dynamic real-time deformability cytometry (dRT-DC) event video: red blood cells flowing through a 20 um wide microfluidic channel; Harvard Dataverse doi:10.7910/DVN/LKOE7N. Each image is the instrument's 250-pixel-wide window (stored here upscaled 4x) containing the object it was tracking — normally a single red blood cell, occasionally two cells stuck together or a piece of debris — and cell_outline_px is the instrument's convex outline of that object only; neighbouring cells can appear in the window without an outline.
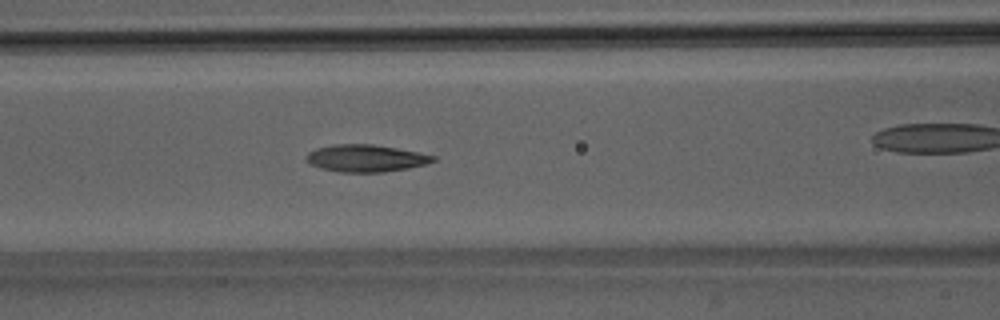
{"species": "Egyptian fruit bat (a non-hibernating species)", "species_latin": "Rousettus aegyptiacus", "temperature_condition": "room temperature", "stored_images_in_passage": 25, "camera_frame_rate_fps": 3000, "um_per_image_px": 0.085, "animal": {"sex": "male"}, "frame": {"image": 1, "passage_image": 15, "time_ms": 4.667, "image_size_px": [1000, 320], "cell_outline_px": [[436, 160], [428, 164], [408, 168], [384, 172], [340, 172], [320, 168], [308, 164], [304, 160], [304, 156], [308, 152], [316, 148], [332, 144], [372, 144], [396, 148], [436, 156]], "centroid_in_image_um": [31.04, 13.45], "position_along_channel_um": 135.6, "area_um2": 20.29}}